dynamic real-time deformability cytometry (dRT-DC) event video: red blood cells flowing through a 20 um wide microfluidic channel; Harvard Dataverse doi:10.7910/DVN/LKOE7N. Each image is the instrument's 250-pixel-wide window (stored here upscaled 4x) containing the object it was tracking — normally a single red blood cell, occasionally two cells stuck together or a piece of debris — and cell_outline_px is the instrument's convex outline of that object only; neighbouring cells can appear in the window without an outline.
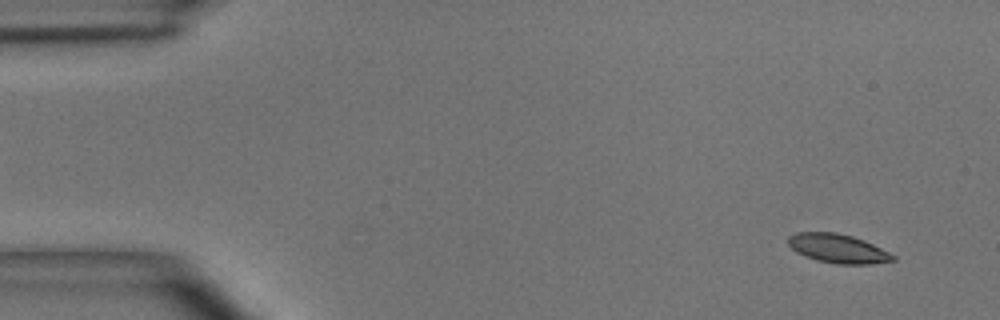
{"species": "common noctule bat (a hibernating species)", "species_latin": "Nyctalus noctula", "temperature_condition": "room temperature", "stored_images_in_passage": 36, "camera_frame_rate_fps": 3000, "um_per_image_px": 0.085, "animal": {"sex": "male", "body_mass_g": 15.6}, "frame": {"image": 1, "passage_image": 3, "time_ms": 0.667, "image_size_px": [1000, 320], "cell_outline_px": [[896, 260], [872, 264], [836, 264], [816, 260], [804, 256], [796, 252], [788, 244], [788, 236], [796, 232], [836, 232], [852, 236], [864, 240], [896, 256]], "centroid_in_image_um": [71.2, 21.12], "position_along_channel_um": 13.8, "area_um2": 17.74}}
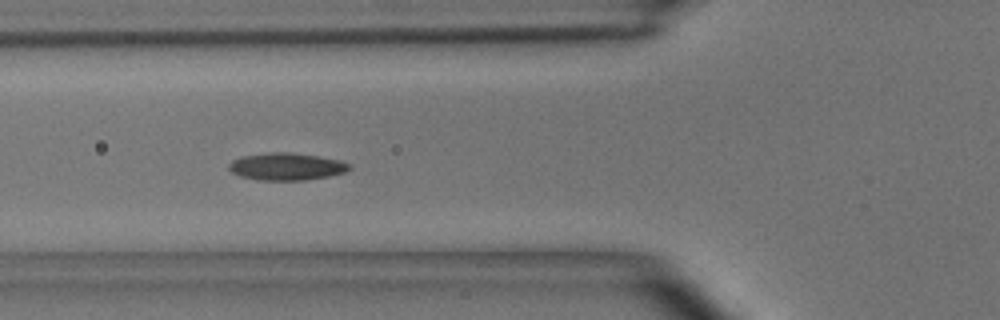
{"frame": {"image": 2, "passage_image": 18, "time_ms": 5.667, "image_size_px": [1000, 320], "cell_outline_px": [[352, 168], [344, 172], [328, 176], [304, 180], [256, 180], [240, 176], [232, 172], [228, 168], [228, 164], [232, 160], [240, 156], [268, 152], [288, 152], [316, 156], [340, 160], [352, 164]], "centroid_in_image_um": [24.32, 14.15], "position_along_channel_um": 101.5, "area_um2": 19.25}}
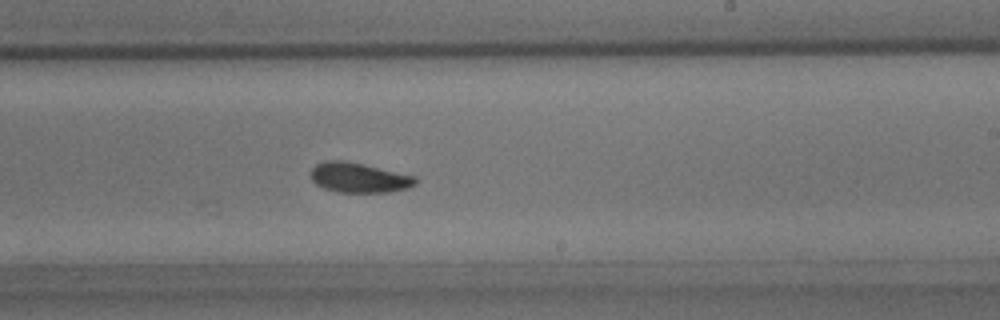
{"frame": {"image": 3, "passage_image": 30, "time_ms": 9.667, "image_size_px": [1000, 320], "cell_outline_px": [[416, 184], [408, 188], [388, 192], [336, 192], [324, 188], [316, 184], [312, 180], [312, 168], [316, 164], [324, 160], [344, 160], [416, 176]], "centroid_in_image_um": [30.5, 15.1], "position_along_channel_um": 258.5, "area_um2": 18.15}}